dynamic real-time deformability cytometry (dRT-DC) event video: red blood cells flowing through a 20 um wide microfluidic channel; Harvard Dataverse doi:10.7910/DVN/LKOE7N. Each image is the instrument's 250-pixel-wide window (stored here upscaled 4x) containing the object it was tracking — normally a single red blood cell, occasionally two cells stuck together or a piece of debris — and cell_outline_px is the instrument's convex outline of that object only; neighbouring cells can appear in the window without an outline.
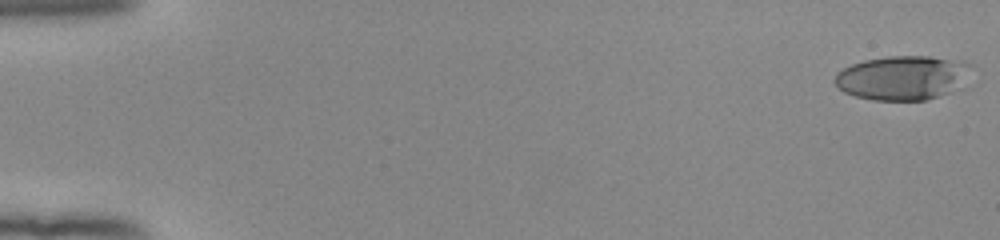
{"species": "human", "species_latin": "Homo sapiens", "temperature_condition": "room temperature", "stored_images_in_passage": 53, "camera_frame_rate_fps": 3000, "um_per_image_px": 0.085, "donor": {"sex": "female"}, "frame": {"image": 1, "passage_image": 1, "time_ms": 0.0, "image_size_px": [1000, 240], "cell_outline_px": [[972, 64], [968, 88], [928, 100], [872, 100], [856, 96], [844, 92], [832, 80], [836, 72], [852, 64], [864, 60], [888, 56], [928, 56], [960, 60]], "centroid_in_image_um": [76.85, 6.62], "position_along_channel_um": 8.2, "area_um2": 36.3}}
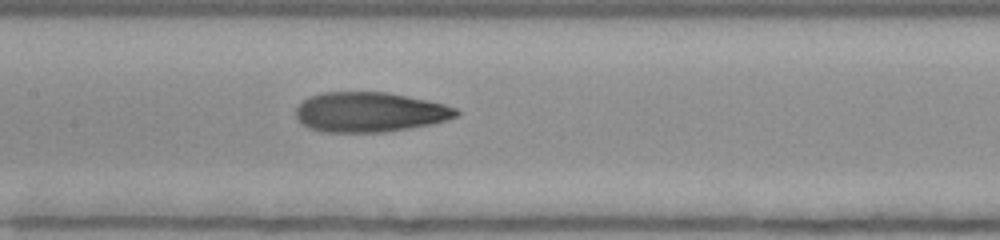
{"frame": {"image": 2, "passage_image": 27, "time_ms": 8.667, "image_size_px": [1000, 240], "cell_outline_px": [[460, 112], [456, 116], [432, 124], [384, 132], [320, 132], [308, 128], [296, 116], [296, 108], [308, 96], [324, 92], [388, 92], [444, 104], [456, 108]], "centroid_in_image_um": [31.4, 9.53], "position_along_channel_um": 176.0, "area_um2": 37.11}}
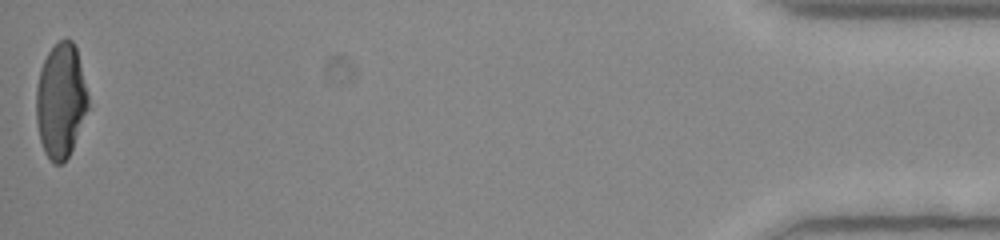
{"frame": {"image": 3, "passage_image": 53, "time_ms": 17.333, "image_size_px": [1000, 240], "cell_outline_px": [[88, 108], [72, 148], [68, 156], [60, 164], [52, 164], [44, 152], [40, 140], [36, 120], [36, 88], [40, 68], [48, 52], [60, 40], [72, 40], [76, 48], [88, 96]], "centroid_in_image_um": [5.14, 8.58], "position_along_channel_um": 430.1, "area_um2": 34.33}, "authors_computed_cell_mechanics": {"area_um2": 36.4718, "velocity_mm_per_s": 3.9464, "shape_relaxation_time_tau1_ms": 4.1472, "shape_relaxation_time_tau2_ms": 1.8416, "deformation_change_tau1": 0.213, "deformation_change_tau2": 0.096}}